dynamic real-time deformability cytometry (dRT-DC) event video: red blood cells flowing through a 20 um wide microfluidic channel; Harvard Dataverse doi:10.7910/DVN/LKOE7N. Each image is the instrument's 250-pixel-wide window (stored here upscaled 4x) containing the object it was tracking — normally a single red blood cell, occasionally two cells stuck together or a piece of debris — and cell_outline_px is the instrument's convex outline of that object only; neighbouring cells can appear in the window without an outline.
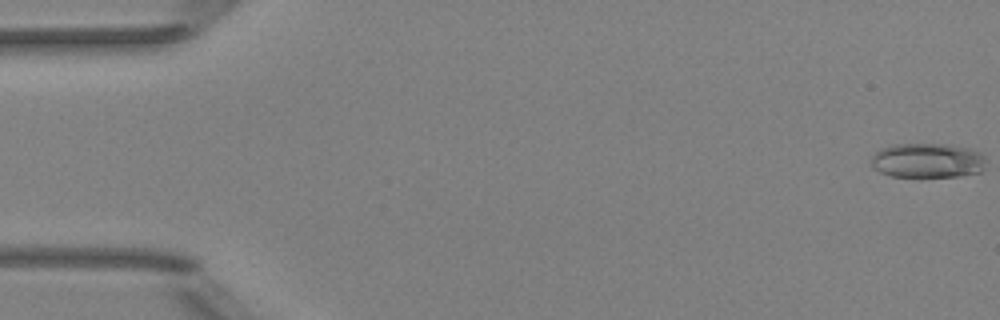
{"species": "Egyptian fruit bat (a non-hibernating species)", "species_latin": "Rousettus aegyptiacus", "temperature_condition": "room temperature", "stored_images_in_passage": 6, "camera_frame_rate_fps": 3000, "um_per_image_px": 0.085, "animal": {"sex": "female"}, "frame": {"image": 1, "passage_image": 1, "time_ms": 0.0, "image_size_px": [1000, 320], "cell_outline_px": [[984, 168], [980, 172], [960, 176], [892, 176], [880, 172], [872, 164], [872, 156], [880, 148], [892, 144], [952, 144], [972, 148], [980, 152], [984, 156]], "centroid_in_image_um": [78.87, 13.62], "position_along_channel_um": 6.1, "area_um2": 23.24}}
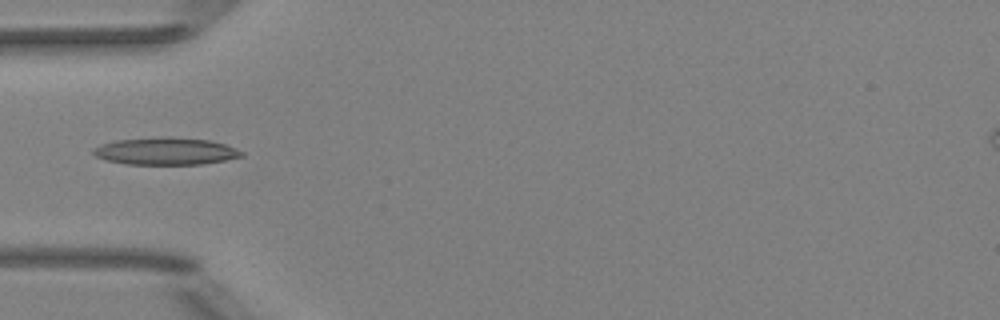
{"frame": {"image": 2, "passage_image": 6, "time_ms": 5.667, "image_size_px": [1000, 320], "cell_outline_px": [[244, 156], [224, 160], [200, 164], [124, 164], [104, 160], [96, 156], [92, 152], [92, 148], [100, 144], [116, 140], [168, 136], [172, 136], [212, 140], [236, 148], [244, 152]], "centroid_in_image_um": [14.07, 12.84], "position_along_channel_um": 70.9, "area_um2": 23.81}}